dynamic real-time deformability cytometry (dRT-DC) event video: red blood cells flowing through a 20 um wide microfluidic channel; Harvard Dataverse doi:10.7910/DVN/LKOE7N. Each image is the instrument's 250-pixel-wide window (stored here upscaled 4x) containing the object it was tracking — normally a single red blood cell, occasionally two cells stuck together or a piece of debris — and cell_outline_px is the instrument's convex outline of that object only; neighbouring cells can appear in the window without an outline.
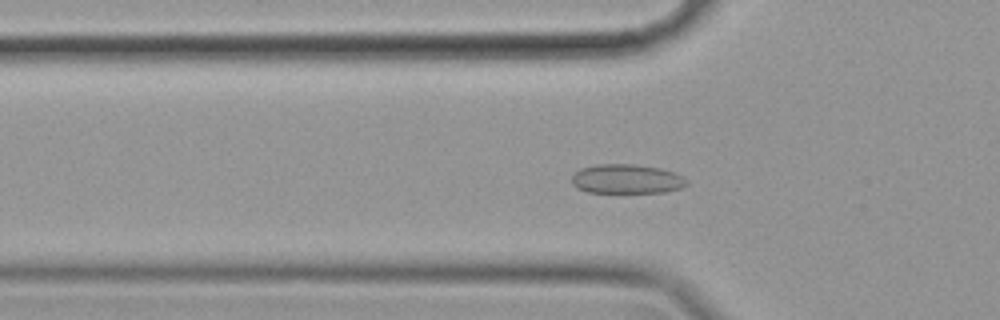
{"species": "common noctule bat (a hibernating species)", "species_latin": "Nyctalus noctula", "temperature_condition": "cold", "stored_images_in_passage": 58, "camera_frame_rate_fps": 3000, "um_per_image_px": 0.085, "animal": {"sex": "female", "body_mass_g": 19.9}, "frame": {"image": 1, "passage_image": 19, "time_ms": 6.0, "image_size_px": [1000, 320], "cell_outline_px": [[688, 184], [680, 188], [664, 192], [588, 192], [576, 188], [572, 184], [572, 176], [580, 168], [596, 164], [632, 164], [660, 168], [684, 176], [688, 180]], "centroid_in_image_um": [53.26, 15.21], "position_along_channel_um": 72.5, "area_um2": 19.65}}
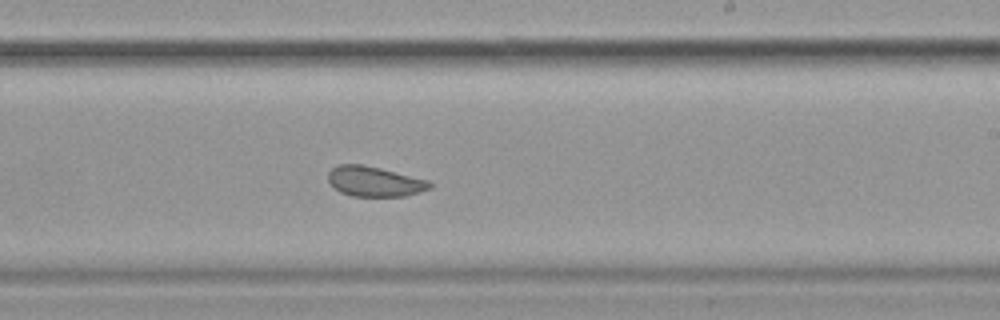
{"frame": {"image": 2, "passage_image": 35, "time_ms": 11.333, "image_size_px": [1000, 320], "cell_outline_px": [[432, 188], [420, 192], [404, 196], [352, 196], [340, 192], [332, 188], [328, 180], [328, 172], [332, 168], [340, 164], [364, 164], [428, 180], [432, 184]], "centroid_in_image_um": [31.81, 15.43], "position_along_channel_um": 257.2, "area_um2": 17.92}}
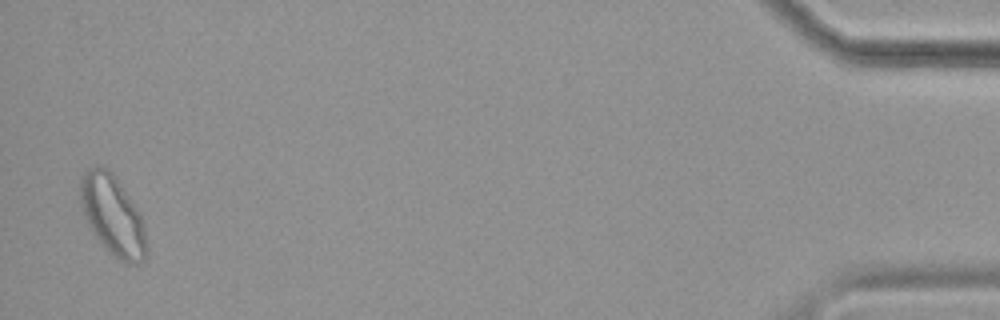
{"frame": {"image": 3, "passage_image": 57, "time_ms": 18.667, "image_size_px": [1000, 320], "cell_outline_px": [[148, 252], [144, 260], [140, 264], [128, 264], [112, 256], [104, 248], [92, 232], [88, 224], [80, 200], [80, 180], [84, 172], [88, 168], [96, 164], [108, 168], [112, 172], [140, 212], [144, 224], [148, 248]], "centroid_in_image_um": [9.6, 18.33], "position_along_channel_um": 425.6, "area_um2": 31.27}, "authors_computed_cell_mechanics": {"area_um2": 20.808, "velocity_mm_per_s": 3.4698, "shape_relaxation_time_tau1_ms": 9.1493, "shape_relaxation_time_tau2_ms": 1.4987, "deformation_change_tau1": 0.1039, "deformation_change_tau2": 0.0358}}